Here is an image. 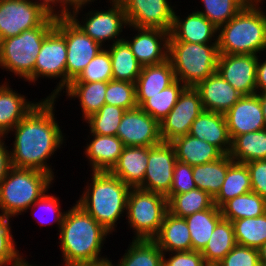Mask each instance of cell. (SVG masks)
Segmentation results:
<instances>
[{
  "label": "cell",
  "mask_w": 266,
  "mask_h": 266,
  "mask_svg": "<svg viewBox=\"0 0 266 266\" xmlns=\"http://www.w3.org/2000/svg\"><path fill=\"white\" fill-rule=\"evenodd\" d=\"M66 210L58 242L63 262H109L102 256L106 238L112 235L77 203Z\"/></svg>",
  "instance_id": "2"
},
{
  "label": "cell",
  "mask_w": 266,
  "mask_h": 266,
  "mask_svg": "<svg viewBox=\"0 0 266 266\" xmlns=\"http://www.w3.org/2000/svg\"><path fill=\"white\" fill-rule=\"evenodd\" d=\"M48 192H49V190L46 193H44L38 200H36L31 205V207H29L27 209L26 212H28V210H31V212H32L31 214L33 215V217L35 216L34 217L35 220L38 221V223H40L41 227H43L44 225H49V226L53 225L51 223L57 224L58 232H59V229L61 228L63 218H64L66 211L61 210L60 198L56 197L55 194L52 195V193L50 195ZM36 208L37 209L41 208L43 210V212L44 211L46 212V213L45 212L44 213L47 214L46 216H48V217L46 218V216L43 215L44 213L43 214L41 213V211H42L41 209H40L41 211L39 210L40 214L38 213V215H37V212H39V211L36 212V210H37Z\"/></svg>",
  "instance_id": "43"
},
{
  "label": "cell",
  "mask_w": 266,
  "mask_h": 266,
  "mask_svg": "<svg viewBox=\"0 0 266 266\" xmlns=\"http://www.w3.org/2000/svg\"><path fill=\"white\" fill-rule=\"evenodd\" d=\"M183 17L181 18L174 12L169 41L198 44L218 43V28L204 15L193 11Z\"/></svg>",
  "instance_id": "20"
},
{
  "label": "cell",
  "mask_w": 266,
  "mask_h": 266,
  "mask_svg": "<svg viewBox=\"0 0 266 266\" xmlns=\"http://www.w3.org/2000/svg\"><path fill=\"white\" fill-rule=\"evenodd\" d=\"M258 55L257 70H256V89L257 93L266 92V58H260Z\"/></svg>",
  "instance_id": "53"
},
{
  "label": "cell",
  "mask_w": 266,
  "mask_h": 266,
  "mask_svg": "<svg viewBox=\"0 0 266 266\" xmlns=\"http://www.w3.org/2000/svg\"><path fill=\"white\" fill-rule=\"evenodd\" d=\"M128 25L171 30L176 5L171 0H119Z\"/></svg>",
  "instance_id": "17"
},
{
  "label": "cell",
  "mask_w": 266,
  "mask_h": 266,
  "mask_svg": "<svg viewBox=\"0 0 266 266\" xmlns=\"http://www.w3.org/2000/svg\"><path fill=\"white\" fill-rule=\"evenodd\" d=\"M251 191L250 172L246 164L233 162L227 170L222 187L213 199L220 208L225 202Z\"/></svg>",
  "instance_id": "37"
},
{
  "label": "cell",
  "mask_w": 266,
  "mask_h": 266,
  "mask_svg": "<svg viewBox=\"0 0 266 266\" xmlns=\"http://www.w3.org/2000/svg\"><path fill=\"white\" fill-rule=\"evenodd\" d=\"M48 13L55 16H66V0H35Z\"/></svg>",
  "instance_id": "52"
},
{
  "label": "cell",
  "mask_w": 266,
  "mask_h": 266,
  "mask_svg": "<svg viewBox=\"0 0 266 266\" xmlns=\"http://www.w3.org/2000/svg\"><path fill=\"white\" fill-rule=\"evenodd\" d=\"M258 254L260 262L266 264V243L258 249Z\"/></svg>",
  "instance_id": "58"
},
{
  "label": "cell",
  "mask_w": 266,
  "mask_h": 266,
  "mask_svg": "<svg viewBox=\"0 0 266 266\" xmlns=\"http://www.w3.org/2000/svg\"><path fill=\"white\" fill-rule=\"evenodd\" d=\"M176 162L175 148L170 142L148 147L145 177L138 188L166 196L172 186Z\"/></svg>",
  "instance_id": "14"
},
{
  "label": "cell",
  "mask_w": 266,
  "mask_h": 266,
  "mask_svg": "<svg viewBox=\"0 0 266 266\" xmlns=\"http://www.w3.org/2000/svg\"><path fill=\"white\" fill-rule=\"evenodd\" d=\"M162 252L191 251L190 231L185 218L167 212L158 235L153 239Z\"/></svg>",
  "instance_id": "26"
},
{
  "label": "cell",
  "mask_w": 266,
  "mask_h": 266,
  "mask_svg": "<svg viewBox=\"0 0 266 266\" xmlns=\"http://www.w3.org/2000/svg\"><path fill=\"white\" fill-rule=\"evenodd\" d=\"M108 3L110 7L104 6L105 9L108 8L106 10L90 9L89 12H85L82 14L81 21L78 15L83 11V6L72 9L68 15L86 35L104 48H106V43L109 46V41L114 44L123 40L125 36L122 32L128 27L122 3L119 0H108Z\"/></svg>",
  "instance_id": "9"
},
{
  "label": "cell",
  "mask_w": 266,
  "mask_h": 266,
  "mask_svg": "<svg viewBox=\"0 0 266 266\" xmlns=\"http://www.w3.org/2000/svg\"><path fill=\"white\" fill-rule=\"evenodd\" d=\"M5 140L6 137H0V184L12 168L10 149Z\"/></svg>",
  "instance_id": "51"
},
{
  "label": "cell",
  "mask_w": 266,
  "mask_h": 266,
  "mask_svg": "<svg viewBox=\"0 0 266 266\" xmlns=\"http://www.w3.org/2000/svg\"><path fill=\"white\" fill-rule=\"evenodd\" d=\"M231 140L236 136L265 129L258 94L243 95L225 114Z\"/></svg>",
  "instance_id": "19"
},
{
  "label": "cell",
  "mask_w": 266,
  "mask_h": 266,
  "mask_svg": "<svg viewBox=\"0 0 266 266\" xmlns=\"http://www.w3.org/2000/svg\"><path fill=\"white\" fill-rule=\"evenodd\" d=\"M251 180V191L266 199V159L246 163Z\"/></svg>",
  "instance_id": "50"
},
{
  "label": "cell",
  "mask_w": 266,
  "mask_h": 266,
  "mask_svg": "<svg viewBox=\"0 0 266 266\" xmlns=\"http://www.w3.org/2000/svg\"><path fill=\"white\" fill-rule=\"evenodd\" d=\"M234 162L229 154L216 161L192 167L193 180L200 190L207 192L213 199L219 193L228 167Z\"/></svg>",
  "instance_id": "29"
},
{
  "label": "cell",
  "mask_w": 266,
  "mask_h": 266,
  "mask_svg": "<svg viewBox=\"0 0 266 266\" xmlns=\"http://www.w3.org/2000/svg\"><path fill=\"white\" fill-rule=\"evenodd\" d=\"M229 155L234 162L243 164L266 159V129L236 136Z\"/></svg>",
  "instance_id": "36"
},
{
  "label": "cell",
  "mask_w": 266,
  "mask_h": 266,
  "mask_svg": "<svg viewBox=\"0 0 266 266\" xmlns=\"http://www.w3.org/2000/svg\"><path fill=\"white\" fill-rule=\"evenodd\" d=\"M197 188L192 173V166L177 161L174 167L172 186L167 195L186 193Z\"/></svg>",
  "instance_id": "48"
},
{
  "label": "cell",
  "mask_w": 266,
  "mask_h": 266,
  "mask_svg": "<svg viewBox=\"0 0 266 266\" xmlns=\"http://www.w3.org/2000/svg\"><path fill=\"white\" fill-rule=\"evenodd\" d=\"M113 80L109 51L103 48L71 82H109Z\"/></svg>",
  "instance_id": "44"
},
{
  "label": "cell",
  "mask_w": 266,
  "mask_h": 266,
  "mask_svg": "<svg viewBox=\"0 0 266 266\" xmlns=\"http://www.w3.org/2000/svg\"><path fill=\"white\" fill-rule=\"evenodd\" d=\"M258 249L236 244L216 266H259Z\"/></svg>",
  "instance_id": "47"
},
{
  "label": "cell",
  "mask_w": 266,
  "mask_h": 266,
  "mask_svg": "<svg viewBox=\"0 0 266 266\" xmlns=\"http://www.w3.org/2000/svg\"><path fill=\"white\" fill-rule=\"evenodd\" d=\"M251 0H200L203 5L198 13L204 15L217 28L226 24Z\"/></svg>",
  "instance_id": "41"
},
{
  "label": "cell",
  "mask_w": 266,
  "mask_h": 266,
  "mask_svg": "<svg viewBox=\"0 0 266 266\" xmlns=\"http://www.w3.org/2000/svg\"><path fill=\"white\" fill-rule=\"evenodd\" d=\"M176 80L172 64L166 61L143 66L135 82L136 95H156Z\"/></svg>",
  "instance_id": "30"
},
{
  "label": "cell",
  "mask_w": 266,
  "mask_h": 266,
  "mask_svg": "<svg viewBox=\"0 0 266 266\" xmlns=\"http://www.w3.org/2000/svg\"><path fill=\"white\" fill-rule=\"evenodd\" d=\"M109 266H163V252L153 240H132L117 264Z\"/></svg>",
  "instance_id": "35"
},
{
  "label": "cell",
  "mask_w": 266,
  "mask_h": 266,
  "mask_svg": "<svg viewBox=\"0 0 266 266\" xmlns=\"http://www.w3.org/2000/svg\"><path fill=\"white\" fill-rule=\"evenodd\" d=\"M259 266H266V264L260 262Z\"/></svg>",
  "instance_id": "59"
},
{
  "label": "cell",
  "mask_w": 266,
  "mask_h": 266,
  "mask_svg": "<svg viewBox=\"0 0 266 266\" xmlns=\"http://www.w3.org/2000/svg\"><path fill=\"white\" fill-rule=\"evenodd\" d=\"M107 82H70L67 88L63 91L66 93V99L79 100L81 107L82 121L84 122L91 115L97 113L105 104V93Z\"/></svg>",
  "instance_id": "28"
},
{
  "label": "cell",
  "mask_w": 266,
  "mask_h": 266,
  "mask_svg": "<svg viewBox=\"0 0 266 266\" xmlns=\"http://www.w3.org/2000/svg\"><path fill=\"white\" fill-rule=\"evenodd\" d=\"M236 243L259 249L266 243V213L232 221Z\"/></svg>",
  "instance_id": "40"
},
{
  "label": "cell",
  "mask_w": 266,
  "mask_h": 266,
  "mask_svg": "<svg viewBox=\"0 0 266 266\" xmlns=\"http://www.w3.org/2000/svg\"><path fill=\"white\" fill-rule=\"evenodd\" d=\"M236 244L232 222L222 218L201 254L208 266H216Z\"/></svg>",
  "instance_id": "32"
},
{
  "label": "cell",
  "mask_w": 266,
  "mask_h": 266,
  "mask_svg": "<svg viewBox=\"0 0 266 266\" xmlns=\"http://www.w3.org/2000/svg\"><path fill=\"white\" fill-rule=\"evenodd\" d=\"M94 1L97 0H66V16L69 15L72 9L83 6L85 9V6H88L89 4L94 3Z\"/></svg>",
  "instance_id": "54"
},
{
  "label": "cell",
  "mask_w": 266,
  "mask_h": 266,
  "mask_svg": "<svg viewBox=\"0 0 266 266\" xmlns=\"http://www.w3.org/2000/svg\"><path fill=\"white\" fill-rule=\"evenodd\" d=\"M60 263L58 266H109V262H60Z\"/></svg>",
  "instance_id": "55"
},
{
  "label": "cell",
  "mask_w": 266,
  "mask_h": 266,
  "mask_svg": "<svg viewBox=\"0 0 266 266\" xmlns=\"http://www.w3.org/2000/svg\"><path fill=\"white\" fill-rule=\"evenodd\" d=\"M166 197L168 212L180 218L209 209L214 204L213 198L199 188L182 194L166 195Z\"/></svg>",
  "instance_id": "39"
},
{
  "label": "cell",
  "mask_w": 266,
  "mask_h": 266,
  "mask_svg": "<svg viewBox=\"0 0 266 266\" xmlns=\"http://www.w3.org/2000/svg\"><path fill=\"white\" fill-rule=\"evenodd\" d=\"M105 104L130 110L137 107L135 83L110 80L107 82Z\"/></svg>",
  "instance_id": "45"
},
{
  "label": "cell",
  "mask_w": 266,
  "mask_h": 266,
  "mask_svg": "<svg viewBox=\"0 0 266 266\" xmlns=\"http://www.w3.org/2000/svg\"><path fill=\"white\" fill-rule=\"evenodd\" d=\"M189 134L214 145L224 155L231 151L232 140L222 113L203 111L192 123Z\"/></svg>",
  "instance_id": "23"
},
{
  "label": "cell",
  "mask_w": 266,
  "mask_h": 266,
  "mask_svg": "<svg viewBox=\"0 0 266 266\" xmlns=\"http://www.w3.org/2000/svg\"><path fill=\"white\" fill-rule=\"evenodd\" d=\"M49 15L34 0H0V40L39 26Z\"/></svg>",
  "instance_id": "12"
},
{
  "label": "cell",
  "mask_w": 266,
  "mask_h": 266,
  "mask_svg": "<svg viewBox=\"0 0 266 266\" xmlns=\"http://www.w3.org/2000/svg\"><path fill=\"white\" fill-rule=\"evenodd\" d=\"M66 63L65 37L54 28L43 40L34 66V84L39 83L40 78L58 81L54 90L45 98H55L58 101L62 96V91L66 89Z\"/></svg>",
  "instance_id": "11"
},
{
  "label": "cell",
  "mask_w": 266,
  "mask_h": 266,
  "mask_svg": "<svg viewBox=\"0 0 266 266\" xmlns=\"http://www.w3.org/2000/svg\"><path fill=\"white\" fill-rule=\"evenodd\" d=\"M204 111L200 95L195 87H185L175 106L160 122V135L163 142L187 135L195 119Z\"/></svg>",
  "instance_id": "13"
},
{
  "label": "cell",
  "mask_w": 266,
  "mask_h": 266,
  "mask_svg": "<svg viewBox=\"0 0 266 266\" xmlns=\"http://www.w3.org/2000/svg\"><path fill=\"white\" fill-rule=\"evenodd\" d=\"M148 147L124 146L118 161L109 171L131 188H138L145 177Z\"/></svg>",
  "instance_id": "25"
},
{
  "label": "cell",
  "mask_w": 266,
  "mask_h": 266,
  "mask_svg": "<svg viewBox=\"0 0 266 266\" xmlns=\"http://www.w3.org/2000/svg\"><path fill=\"white\" fill-rule=\"evenodd\" d=\"M116 136L124 146L153 147L163 142L160 123L138 106L125 111Z\"/></svg>",
  "instance_id": "15"
},
{
  "label": "cell",
  "mask_w": 266,
  "mask_h": 266,
  "mask_svg": "<svg viewBox=\"0 0 266 266\" xmlns=\"http://www.w3.org/2000/svg\"><path fill=\"white\" fill-rule=\"evenodd\" d=\"M6 80L0 83V137L8 138L9 132L41 100L29 101L25 95L13 90Z\"/></svg>",
  "instance_id": "22"
},
{
  "label": "cell",
  "mask_w": 266,
  "mask_h": 266,
  "mask_svg": "<svg viewBox=\"0 0 266 266\" xmlns=\"http://www.w3.org/2000/svg\"><path fill=\"white\" fill-rule=\"evenodd\" d=\"M204 111L225 114L243 95L216 71L195 86Z\"/></svg>",
  "instance_id": "21"
},
{
  "label": "cell",
  "mask_w": 266,
  "mask_h": 266,
  "mask_svg": "<svg viewBox=\"0 0 266 266\" xmlns=\"http://www.w3.org/2000/svg\"><path fill=\"white\" fill-rule=\"evenodd\" d=\"M91 135V136H89ZM84 154L91 168L90 172L110 171L118 161L123 143L117 136L89 134Z\"/></svg>",
  "instance_id": "24"
},
{
  "label": "cell",
  "mask_w": 266,
  "mask_h": 266,
  "mask_svg": "<svg viewBox=\"0 0 266 266\" xmlns=\"http://www.w3.org/2000/svg\"><path fill=\"white\" fill-rule=\"evenodd\" d=\"M125 109L104 104L100 110L85 120L89 134L116 136Z\"/></svg>",
  "instance_id": "42"
},
{
  "label": "cell",
  "mask_w": 266,
  "mask_h": 266,
  "mask_svg": "<svg viewBox=\"0 0 266 266\" xmlns=\"http://www.w3.org/2000/svg\"><path fill=\"white\" fill-rule=\"evenodd\" d=\"M90 177L76 203L113 234L118 220L126 217L131 187L109 171L91 172Z\"/></svg>",
  "instance_id": "3"
},
{
  "label": "cell",
  "mask_w": 266,
  "mask_h": 266,
  "mask_svg": "<svg viewBox=\"0 0 266 266\" xmlns=\"http://www.w3.org/2000/svg\"><path fill=\"white\" fill-rule=\"evenodd\" d=\"M221 219L220 208L214 204L209 209L185 217L190 231L192 250L201 252L205 248L216 224Z\"/></svg>",
  "instance_id": "34"
},
{
  "label": "cell",
  "mask_w": 266,
  "mask_h": 266,
  "mask_svg": "<svg viewBox=\"0 0 266 266\" xmlns=\"http://www.w3.org/2000/svg\"><path fill=\"white\" fill-rule=\"evenodd\" d=\"M257 94H258L260 104L262 107V112H263L264 121H265V129H266V92L257 93Z\"/></svg>",
  "instance_id": "57"
},
{
  "label": "cell",
  "mask_w": 266,
  "mask_h": 266,
  "mask_svg": "<svg viewBox=\"0 0 266 266\" xmlns=\"http://www.w3.org/2000/svg\"><path fill=\"white\" fill-rule=\"evenodd\" d=\"M55 98H43L9 132L14 141L10 147L12 167L35 169L55 179L49 159L66 143V137L55 117Z\"/></svg>",
  "instance_id": "1"
},
{
  "label": "cell",
  "mask_w": 266,
  "mask_h": 266,
  "mask_svg": "<svg viewBox=\"0 0 266 266\" xmlns=\"http://www.w3.org/2000/svg\"><path fill=\"white\" fill-rule=\"evenodd\" d=\"M218 43L169 41L168 59L175 77L186 87H195L217 70Z\"/></svg>",
  "instance_id": "7"
},
{
  "label": "cell",
  "mask_w": 266,
  "mask_h": 266,
  "mask_svg": "<svg viewBox=\"0 0 266 266\" xmlns=\"http://www.w3.org/2000/svg\"><path fill=\"white\" fill-rule=\"evenodd\" d=\"M222 218L234 221L254 218L266 213V199L250 191L228 200L220 207Z\"/></svg>",
  "instance_id": "38"
},
{
  "label": "cell",
  "mask_w": 266,
  "mask_h": 266,
  "mask_svg": "<svg viewBox=\"0 0 266 266\" xmlns=\"http://www.w3.org/2000/svg\"><path fill=\"white\" fill-rule=\"evenodd\" d=\"M258 55L219 54L217 72L242 95H253L256 89Z\"/></svg>",
  "instance_id": "18"
},
{
  "label": "cell",
  "mask_w": 266,
  "mask_h": 266,
  "mask_svg": "<svg viewBox=\"0 0 266 266\" xmlns=\"http://www.w3.org/2000/svg\"><path fill=\"white\" fill-rule=\"evenodd\" d=\"M127 28L132 30L135 35L133 33L131 38L124 37V40L142 67L159 64L168 59L169 31L132 25H128ZM134 30L138 32L136 33Z\"/></svg>",
  "instance_id": "16"
},
{
  "label": "cell",
  "mask_w": 266,
  "mask_h": 266,
  "mask_svg": "<svg viewBox=\"0 0 266 266\" xmlns=\"http://www.w3.org/2000/svg\"><path fill=\"white\" fill-rule=\"evenodd\" d=\"M54 178L42 171L12 167L0 184V214L16 218L53 186Z\"/></svg>",
  "instance_id": "6"
},
{
  "label": "cell",
  "mask_w": 266,
  "mask_h": 266,
  "mask_svg": "<svg viewBox=\"0 0 266 266\" xmlns=\"http://www.w3.org/2000/svg\"><path fill=\"white\" fill-rule=\"evenodd\" d=\"M170 143L175 148L177 161L192 167L216 161L224 155L214 145L190 134L179 136Z\"/></svg>",
  "instance_id": "27"
},
{
  "label": "cell",
  "mask_w": 266,
  "mask_h": 266,
  "mask_svg": "<svg viewBox=\"0 0 266 266\" xmlns=\"http://www.w3.org/2000/svg\"><path fill=\"white\" fill-rule=\"evenodd\" d=\"M185 87L176 79L156 95H136L137 106L160 123L175 106Z\"/></svg>",
  "instance_id": "31"
},
{
  "label": "cell",
  "mask_w": 266,
  "mask_h": 266,
  "mask_svg": "<svg viewBox=\"0 0 266 266\" xmlns=\"http://www.w3.org/2000/svg\"><path fill=\"white\" fill-rule=\"evenodd\" d=\"M11 217L0 214V266H8L22 254L12 235Z\"/></svg>",
  "instance_id": "46"
},
{
  "label": "cell",
  "mask_w": 266,
  "mask_h": 266,
  "mask_svg": "<svg viewBox=\"0 0 266 266\" xmlns=\"http://www.w3.org/2000/svg\"><path fill=\"white\" fill-rule=\"evenodd\" d=\"M167 254H169L167 256ZM169 257V258H168ZM163 266H208L200 251L163 252Z\"/></svg>",
  "instance_id": "49"
},
{
  "label": "cell",
  "mask_w": 266,
  "mask_h": 266,
  "mask_svg": "<svg viewBox=\"0 0 266 266\" xmlns=\"http://www.w3.org/2000/svg\"><path fill=\"white\" fill-rule=\"evenodd\" d=\"M55 28L65 37L67 47L66 88L104 48L86 35L69 17L57 16Z\"/></svg>",
  "instance_id": "10"
},
{
  "label": "cell",
  "mask_w": 266,
  "mask_h": 266,
  "mask_svg": "<svg viewBox=\"0 0 266 266\" xmlns=\"http://www.w3.org/2000/svg\"><path fill=\"white\" fill-rule=\"evenodd\" d=\"M109 51L113 80L135 83L142 66L138 63L128 43L123 39L106 48Z\"/></svg>",
  "instance_id": "33"
},
{
  "label": "cell",
  "mask_w": 266,
  "mask_h": 266,
  "mask_svg": "<svg viewBox=\"0 0 266 266\" xmlns=\"http://www.w3.org/2000/svg\"><path fill=\"white\" fill-rule=\"evenodd\" d=\"M167 212L166 196L140 188H131L125 219L128 228L134 232L132 239L153 240L158 235Z\"/></svg>",
  "instance_id": "8"
},
{
  "label": "cell",
  "mask_w": 266,
  "mask_h": 266,
  "mask_svg": "<svg viewBox=\"0 0 266 266\" xmlns=\"http://www.w3.org/2000/svg\"><path fill=\"white\" fill-rule=\"evenodd\" d=\"M265 0L250 1L218 28L219 54L263 55L266 52Z\"/></svg>",
  "instance_id": "4"
},
{
  "label": "cell",
  "mask_w": 266,
  "mask_h": 266,
  "mask_svg": "<svg viewBox=\"0 0 266 266\" xmlns=\"http://www.w3.org/2000/svg\"><path fill=\"white\" fill-rule=\"evenodd\" d=\"M55 15L17 36L0 40V68L34 85V66L45 37L55 28Z\"/></svg>",
  "instance_id": "5"
},
{
  "label": "cell",
  "mask_w": 266,
  "mask_h": 266,
  "mask_svg": "<svg viewBox=\"0 0 266 266\" xmlns=\"http://www.w3.org/2000/svg\"><path fill=\"white\" fill-rule=\"evenodd\" d=\"M9 266H39V265L29 263L28 260H26V258L24 257V254L22 253V255L17 260L10 263Z\"/></svg>",
  "instance_id": "56"
}]
</instances>
